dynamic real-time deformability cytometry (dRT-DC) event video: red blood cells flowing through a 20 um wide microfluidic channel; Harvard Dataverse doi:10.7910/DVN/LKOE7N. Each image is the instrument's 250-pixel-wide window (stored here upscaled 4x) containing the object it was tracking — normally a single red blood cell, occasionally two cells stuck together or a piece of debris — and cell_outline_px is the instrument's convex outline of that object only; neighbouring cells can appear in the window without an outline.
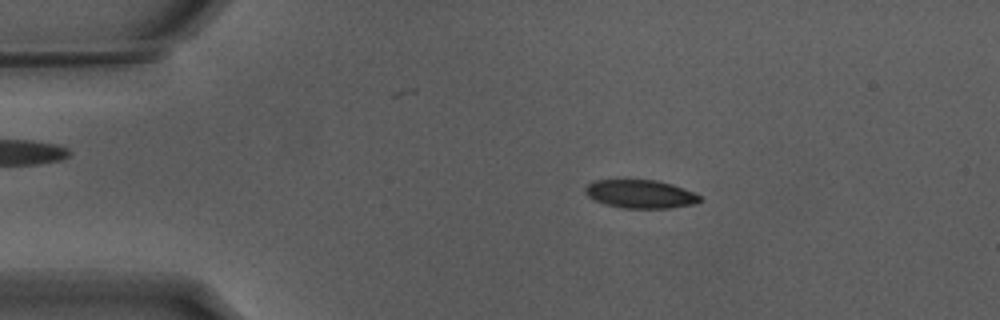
{"species": "Egyptian fruit bat (a non-hibernating species)", "species_latin": "Rousettus aegyptiacus", "temperature_condition": "warm", "stored_images_in_passage": 54, "camera_frame_rate_fps": 3000, "um_per_image_px": 0.085, "animal": {"sex": "male"}, "frame": {"image": 1, "passage_image": 10, "time_ms": 3.0, "image_size_px": [1000, 320], "cell_outline_px": [[700, 200], [692, 204], [668, 208], [624, 208], [604, 204], [588, 196], [584, 192], [584, 188], [588, 184], [596, 180], [656, 180], [672, 184], [692, 192], [700, 196]], "centroid_in_image_um": [54.39, 16.49], "position_along_channel_um": 30.6, "area_um2": 18.67}}
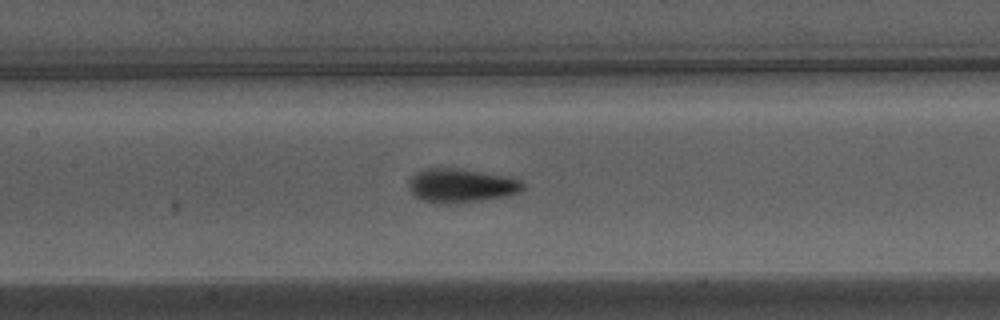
{"frame": {"image": 2, "passage_image": 25, "time_ms": 8.0, "image_size_px": [1000, 320], "cell_outline_px": [[524, 188], [520, 192], [504, 196], [456, 204], [436, 204], [420, 200], [408, 188], [408, 180], [416, 172], [424, 168], [452, 168], [480, 172], [520, 180], [524, 184]], "centroid_in_image_um": [39.11, 15.79], "position_along_channel_um": 168.3, "area_um2": 22.43}}
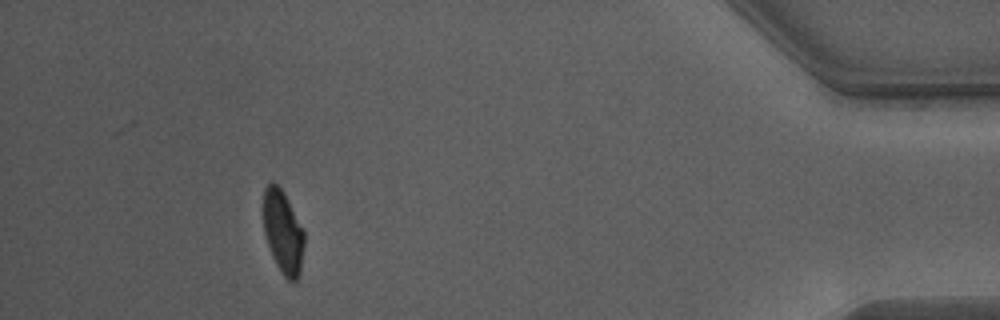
{"frame": {"image": 3, "passage_image": 49, "time_ms": 16.0, "image_size_px": [1000, 320], "cell_outline_px": [[304, 244], [300, 272], [296, 280], [288, 280], [280, 272], [272, 256], [264, 232], [264, 188], [272, 180], [284, 192], [304, 228]], "centroid_in_image_um": [24.07, 19.7], "position_along_channel_um": 411.1, "area_um2": 19.83}, "authors_computed_cell_mechanics": {"area_um2": 20.519, "velocity_mm_per_s": 3.8186, "shape_relaxation_time_tau1_ms": 3.3192, "shape_relaxation_time_tau2_ms": null, "deformation_change_tau1": 0.1471, "deformation_change_tau2": null}}